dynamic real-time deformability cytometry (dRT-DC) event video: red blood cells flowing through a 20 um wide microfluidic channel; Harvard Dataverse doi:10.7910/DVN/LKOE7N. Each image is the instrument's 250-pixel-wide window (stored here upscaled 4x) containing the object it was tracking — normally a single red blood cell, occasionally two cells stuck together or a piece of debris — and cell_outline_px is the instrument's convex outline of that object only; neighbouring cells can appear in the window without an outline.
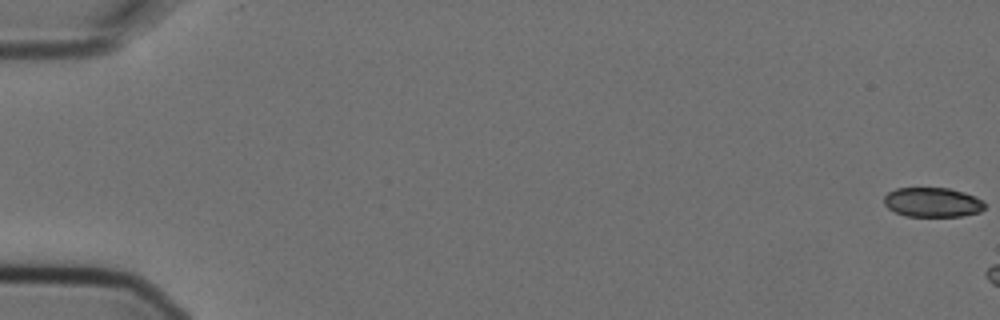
{"species": "Egyptian fruit bat (a non-hibernating species)", "species_latin": "Rousettus aegyptiacus", "temperature_condition": "cold", "stored_images_in_passage": 3, "camera_frame_rate_fps": 3000, "um_per_image_px": 0.085, "animal": {"sex": "female"}, "frame": {"image": 1, "passage_image": 1, "time_ms": 0.0, "image_size_px": [1000, 320], "cell_outline_px": [[984, 208], [980, 212], [960, 216], [908, 216], [896, 212], [888, 208], [884, 204], [884, 196], [888, 192], [896, 188], [948, 188], [964, 192], [984, 200]], "centroid_in_image_um": [79.26, 17.19], "position_along_channel_um": 5.7, "area_um2": 17.28}}